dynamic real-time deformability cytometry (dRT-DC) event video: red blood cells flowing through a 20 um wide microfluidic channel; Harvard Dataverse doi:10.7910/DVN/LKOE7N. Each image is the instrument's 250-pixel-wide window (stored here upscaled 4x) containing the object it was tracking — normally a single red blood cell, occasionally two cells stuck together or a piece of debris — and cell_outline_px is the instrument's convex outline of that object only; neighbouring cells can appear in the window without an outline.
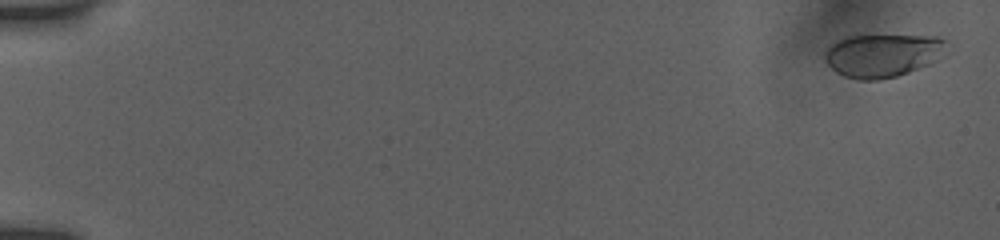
{"species": "human", "species_latin": "Homo sapiens", "temperature_condition": "room temperature", "stored_images_in_passage": 52, "camera_frame_rate_fps": 3000, "um_per_image_px": 0.085, "donor": {"sex": "female"}, "frame": {"image": 1, "passage_image": 1, "time_ms": 0.0, "image_size_px": [1000, 240], "cell_outline_px": [[944, 40], [932, 60], [928, 64], [908, 72], [896, 76], [876, 80], [860, 80], [844, 76], [836, 72], [824, 60], [824, 56], [828, 48], [832, 44], [848, 36], [936, 36]], "centroid_in_image_um": [74.88, 4.72], "position_along_channel_um": 10.1, "area_um2": 29.36}}
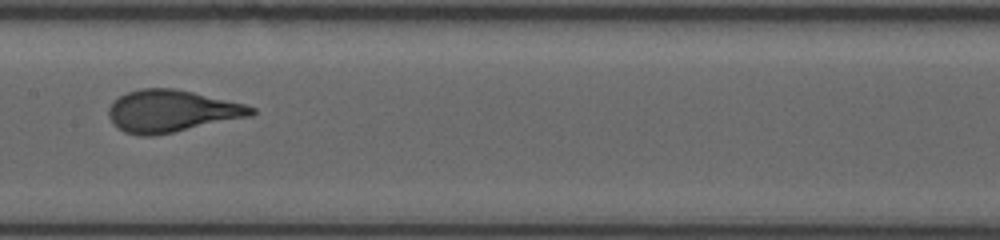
{"frame": {"image": 2, "passage_image": 18, "time_ms": 9.333, "image_size_px": [1000, 240], "cell_outline_px": [[256, 112], [252, 116], [152, 136], [140, 136], [124, 132], [112, 124], [108, 116], [108, 108], [112, 100], [128, 92], [140, 88], [176, 88], [244, 104], [256, 108]], "centroid_in_image_um": [14.55, 9.44], "position_along_channel_um": 192.9, "area_um2": 35.03}}
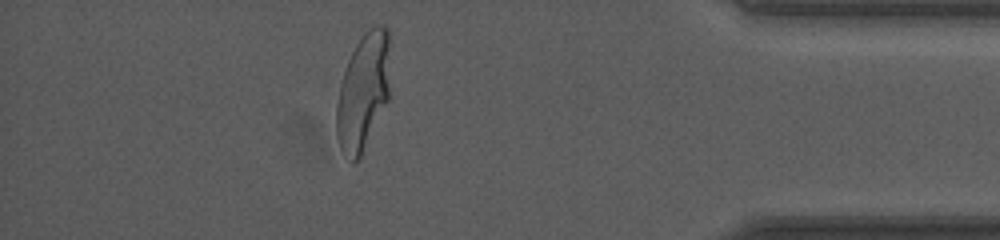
{"frame": {"image": 3, "passage_image": 42, "time_ms": 15.667, "image_size_px": [1000, 240], "cell_outline_px": [[388, 100], [360, 156], [352, 164], [340, 148], [336, 136], [336, 104], [340, 84], [348, 60], [356, 44], [364, 32], [368, 28], [376, 24], [380, 24], [388, 28]], "centroid_in_image_um": [30.84, 7.79], "position_along_channel_um": 404.4, "area_um2": 36.13}, "authors_computed_cell_mechanics": {"area_um2": 34.1887, "velocity_mm_per_s": 3.8641, "shape_relaxation_time_tau1_ms": 4.6849, "shape_relaxation_time_tau2_ms": null, "deformation_change_tau1": 0.2047, "deformation_change_tau2": null}}